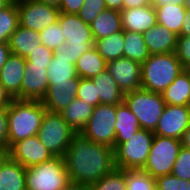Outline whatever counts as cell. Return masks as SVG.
<instances>
[{
    "label": "cell",
    "instance_id": "5",
    "mask_svg": "<svg viewBox=\"0 0 190 190\" xmlns=\"http://www.w3.org/2000/svg\"><path fill=\"white\" fill-rule=\"evenodd\" d=\"M124 102L135 114L142 129L155 131L166 106L161 93L139 88L124 94Z\"/></svg>",
    "mask_w": 190,
    "mask_h": 190
},
{
    "label": "cell",
    "instance_id": "43",
    "mask_svg": "<svg viewBox=\"0 0 190 190\" xmlns=\"http://www.w3.org/2000/svg\"><path fill=\"white\" fill-rule=\"evenodd\" d=\"M0 149L9 150L7 107L0 109Z\"/></svg>",
    "mask_w": 190,
    "mask_h": 190
},
{
    "label": "cell",
    "instance_id": "28",
    "mask_svg": "<svg viewBox=\"0 0 190 190\" xmlns=\"http://www.w3.org/2000/svg\"><path fill=\"white\" fill-rule=\"evenodd\" d=\"M75 68L79 78L92 79L106 70L107 62L93 46L76 61Z\"/></svg>",
    "mask_w": 190,
    "mask_h": 190
},
{
    "label": "cell",
    "instance_id": "19",
    "mask_svg": "<svg viewBox=\"0 0 190 190\" xmlns=\"http://www.w3.org/2000/svg\"><path fill=\"white\" fill-rule=\"evenodd\" d=\"M142 34L150 55L175 52L178 35L163 25L157 23Z\"/></svg>",
    "mask_w": 190,
    "mask_h": 190
},
{
    "label": "cell",
    "instance_id": "20",
    "mask_svg": "<svg viewBox=\"0 0 190 190\" xmlns=\"http://www.w3.org/2000/svg\"><path fill=\"white\" fill-rule=\"evenodd\" d=\"M141 129L134 113L123 101L116 105L115 148L123 142L130 140Z\"/></svg>",
    "mask_w": 190,
    "mask_h": 190
},
{
    "label": "cell",
    "instance_id": "23",
    "mask_svg": "<svg viewBox=\"0 0 190 190\" xmlns=\"http://www.w3.org/2000/svg\"><path fill=\"white\" fill-rule=\"evenodd\" d=\"M167 105L190 106V75L184 69L162 93Z\"/></svg>",
    "mask_w": 190,
    "mask_h": 190
},
{
    "label": "cell",
    "instance_id": "1",
    "mask_svg": "<svg viewBox=\"0 0 190 190\" xmlns=\"http://www.w3.org/2000/svg\"><path fill=\"white\" fill-rule=\"evenodd\" d=\"M64 160L69 181L87 186L99 181L116 168L114 150L90 141L81 132L73 135Z\"/></svg>",
    "mask_w": 190,
    "mask_h": 190
},
{
    "label": "cell",
    "instance_id": "34",
    "mask_svg": "<svg viewBox=\"0 0 190 190\" xmlns=\"http://www.w3.org/2000/svg\"><path fill=\"white\" fill-rule=\"evenodd\" d=\"M88 187L89 190H126V180L124 173L115 168L111 173Z\"/></svg>",
    "mask_w": 190,
    "mask_h": 190
},
{
    "label": "cell",
    "instance_id": "41",
    "mask_svg": "<svg viewBox=\"0 0 190 190\" xmlns=\"http://www.w3.org/2000/svg\"><path fill=\"white\" fill-rule=\"evenodd\" d=\"M53 51L41 44L27 58L26 65H39L47 68L51 64Z\"/></svg>",
    "mask_w": 190,
    "mask_h": 190
},
{
    "label": "cell",
    "instance_id": "21",
    "mask_svg": "<svg viewBox=\"0 0 190 190\" xmlns=\"http://www.w3.org/2000/svg\"><path fill=\"white\" fill-rule=\"evenodd\" d=\"M39 38V32L19 25L8 40L11 54L27 58L36 48L41 46Z\"/></svg>",
    "mask_w": 190,
    "mask_h": 190
},
{
    "label": "cell",
    "instance_id": "7",
    "mask_svg": "<svg viewBox=\"0 0 190 190\" xmlns=\"http://www.w3.org/2000/svg\"><path fill=\"white\" fill-rule=\"evenodd\" d=\"M153 139V131L141 128L130 140L121 143L114 149L115 167L117 169H143Z\"/></svg>",
    "mask_w": 190,
    "mask_h": 190
},
{
    "label": "cell",
    "instance_id": "55",
    "mask_svg": "<svg viewBox=\"0 0 190 190\" xmlns=\"http://www.w3.org/2000/svg\"><path fill=\"white\" fill-rule=\"evenodd\" d=\"M15 0H0V10L11 5Z\"/></svg>",
    "mask_w": 190,
    "mask_h": 190
},
{
    "label": "cell",
    "instance_id": "13",
    "mask_svg": "<svg viewBox=\"0 0 190 190\" xmlns=\"http://www.w3.org/2000/svg\"><path fill=\"white\" fill-rule=\"evenodd\" d=\"M106 70L117 82L123 94L141 88V64L128 58H118L107 62Z\"/></svg>",
    "mask_w": 190,
    "mask_h": 190
},
{
    "label": "cell",
    "instance_id": "50",
    "mask_svg": "<svg viewBox=\"0 0 190 190\" xmlns=\"http://www.w3.org/2000/svg\"><path fill=\"white\" fill-rule=\"evenodd\" d=\"M169 3L173 4H181L185 5L186 0H153L152 5L153 6H163V5H168Z\"/></svg>",
    "mask_w": 190,
    "mask_h": 190
},
{
    "label": "cell",
    "instance_id": "46",
    "mask_svg": "<svg viewBox=\"0 0 190 190\" xmlns=\"http://www.w3.org/2000/svg\"><path fill=\"white\" fill-rule=\"evenodd\" d=\"M10 55L11 50L8 43L0 42V69L5 65Z\"/></svg>",
    "mask_w": 190,
    "mask_h": 190
},
{
    "label": "cell",
    "instance_id": "16",
    "mask_svg": "<svg viewBox=\"0 0 190 190\" xmlns=\"http://www.w3.org/2000/svg\"><path fill=\"white\" fill-rule=\"evenodd\" d=\"M26 70V58L11 54L0 69V84L12 99L21 100V85Z\"/></svg>",
    "mask_w": 190,
    "mask_h": 190
},
{
    "label": "cell",
    "instance_id": "49",
    "mask_svg": "<svg viewBox=\"0 0 190 190\" xmlns=\"http://www.w3.org/2000/svg\"><path fill=\"white\" fill-rule=\"evenodd\" d=\"M106 8L110 10L121 11L123 9V0H104Z\"/></svg>",
    "mask_w": 190,
    "mask_h": 190
},
{
    "label": "cell",
    "instance_id": "52",
    "mask_svg": "<svg viewBox=\"0 0 190 190\" xmlns=\"http://www.w3.org/2000/svg\"><path fill=\"white\" fill-rule=\"evenodd\" d=\"M64 190H89L87 185L70 182Z\"/></svg>",
    "mask_w": 190,
    "mask_h": 190
},
{
    "label": "cell",
    "instance_id": "12",
    "mask_svg": "<svg viewBox=\"0 0 190 190\" xmlns=\"http://www.w3.org/2000/svg\"><path fill=\"white\" fill-rule=\"evenodd\" d=\"M8 156L25 168L41 164L54 156L40 142L37 134L13 143Z\"/></svg>",
    "mask_w": 190,
    "mask_h": 190
},
{
    "label": "cell",
    "instance_id": "9",
    "mask_svg": "<svg viewBox=\"0 0 190 190\" xmlns=\"http://www.w3.org/2000/svg\"><path fill=\"white\" fill-rule=\"evenodd\" d=\"M116 105L99 104L81 133L90 141L115 149Z\"/></svg>",
    "mask_w": 190,
    "mask_h": 190
},
{
    "label": "cell",
    "instance_id": "38",
    "mask_svg": "<svg viewBox=\"0 0 190 190\" xmlns=\"http://www.w3.org/2000/svg\"><path fill=\"white\" fill-rule=\"evenodd\" d=\"M172 175L190 181V150L181 147L172 169Z\"/></svg>",
    "mask_w": 190,
    "mask_h": 190
},
{
    "label": "cell",
    "instance_id": "26",
    "mask_svg": "<svg viewBox=\"0 0 190 190\" xmlns=\"http://www.w3.org/2000/svg\"><path fill=\"white\" fill-rule=\"evenodd\" d=\"M154 7L157 23L179 35L187 13L185 5L169 3L168 5Z\"/></svg>",
    "mask_w": 190,
    "mask_h": 190
},
{
    "label": "cell",
    "instance_id": "57",
    "mask_svg": "<svg viewBox=\"0 0 190 190\" xmlns=\"http://www.w3.org/2000/svg\"><path fill=\"white\" fill-rule=\"evenodd\" d=\"M186 71H187L188 74L190 75V66L186 68Z\"/></svg>",
    "mask_w": 190,
    "mask_h": 190
},
{
    "label": "cell",
    "instance_id": "35",
    "mask_svg": "<svg viewBox=\"0 0 190 190\" xmlns=\"http://www.w3.org/2000/svg\"><path fill=\"white\" fill-rule=\"evenodd\" d=\"M40 35V43L52 51L56 50V48L65 43V36H63L62 30L60 28L59 21L54 24L47 26L41 32Z\"/></svg>",
    "mask_w": 190,
    "mask_h": 190
},
{
    "label": "cell",
    "instance_id": "42",
    "mask_svg": "<svg viewBox=\"0 0 190 190\" xmlns=\"http://www.w3.org/2000/svg\"><path fill=\"white\" fill-rule=\"evenodd\" d=\"M175 54L184 69L190 66V36H178Z\"/></svg>",
    "mask_w": 190,
    "mask_h": 190
},
{
    "label": "cell",
    "instance_id": "47",
    "mask_svg": "<svg viewBox=\"0 0 190 190\" xmlns=\"http://www.w3.org/2000/svg\"><path fill=\"white\" fill-rule=\"evenodd\" d=\"M12 98L9 94L5 91L3 86L0 84V109L4 107H8L11 103Z\"/></svg>",
    "mask_w": 190,
    "mask_h": 190
},
{
    "label": "cell",
    "instance_id": "37",
    "mask_svg": "<svg viewBox=\"0 0 190 190\" xmlns=\"http://www.w3.org/2000/svg\"><path fill=\"white\" fill-rule=\"evenodd\" d=\"M76 98L96 107L100 104V97H97L96 87L91 79L79 78V87Z\"/></svg>",
    "mask_w": 190,
    "mask_h": 190
},
{
    "label": "cell",
    "instance_id": "36",
    "mask_svg": "<svg viewBox=\"0 0 190 190\" xmlns=\"http://www.w3.org/2000/svg\"><path fill=\"white\" fill-rule=\"evenodd\" d=\"M106 9L104 0H85L77 15L84 23L91 25L94 19Z\"/></svg>",
    "mask_w": 190,
    "mask_h": 190
},
{
    "label": "cell",
    "instance_id": "44",
    "mask_svg": "<svg viewBox=\"0 0 190 190\" xmlns=\"http://www.w3.org/2000/svg\"><path fill=\"white\" fill-rule=\"evenodd\" d=\"M85 0H60V13L77 14Z\"/></svg>",
    "mask_w": 190,
    "mask_h": 190
},
{
    "label": "cell",
    "instance_id": "33",
    "mask_svg": "<svg viewBox=\"0 0 190 190\" xmlns=\"http://www.w3.org/2000/svg\"><path fill=\"white\" fill-rule=\"evenodd\" d=\"M125 176L126 190H157L155 178L142 169H120Z\"/></svg>",
    "mask_w": 190,
    "mask_h": 190
},
{
    "label": "cell",
    "instance_id": "31",
    "mask_svg": "<svg viewBox=\"0 0 190 190\" xmlns=\"http://www.w3.org/2000/svg\"><path fill=\"white\" fill-rule=\"evenodd\" d=\"M47 70L49 83H54V81H79L75 64L69 63L68 59L56 58L53 55Z\"/></svg>",
    "mask_w": 190,
    "mask_h": 190
},
{
    "label": "cell",
    "instance_id": "24",
    "mask_svg": "<svg viewBox=\"0 0 190 190\" xmlns=\"http://www.w3.org/2000/svg\"><path fill=\"white\" fill-rule=\"evenodd\" d=\"M26 168L9 156L0 166V190H26Z\"/></svg>",
    "mask_w": 190,
    "mask_h": 190
},
{
    "label": "cell",
    "instance_id": "30",
    "mask_svg": "<svg viewBox=\"0 0 190 190\" xmlns=\"http://www.w3.org/2000/svg\"><path fill=\"white\" fill-rule=\"evenodd\" d=\"M124 42V58H128L142 64L150 56L142 33L124 31Z\"/></svg>",
    "mask_w": 190,
    "mask_h": 190
},
{
    "label": "cell",
    "instance_id": "27",
    "mask_svg": "<svg viewBox=\"0 0 190 190\" xmlns=\"http://www.w3.org/2000/svg\"><path fill=\"white\" fill-rule=\"evenodd\" d=\"M93 110V106L75 98L59 113L75 132H81L89 121Z\"/></svg>",
    "mask_w": 190,
    "mask_h": 190
},
{
    "label": "cell",
    "instance_id": "8",
    "mask_svg": "<svg viewBox=\"0 0 190 190\" xmlns=\"http://www.w3.org/2000/svg\"><path fill=\"white\" fill-rule=\"evenodd\" d=\"M181 147L179 139L154 135L147 162L142 170L153 178L171 174Z\"/></svg>",
    "mask_w": 190,
    "mask_h": 190
},
{
    "label": "cell",
    "instance_id": "2",
    "mask_svg": "<svg viewBox=\"0 0 190 190\" xmlns=\"http://www.w3.org/2000/svg\"><path fill=\"white\" fill-rule=\"evenodd\" d=\"M8 147L13 143L36 135L46 108L41 101L12 99L7 107Z\"/></svg>",
    "mask_w": 190,
    "mask_h": 190
},
{
    "label": "cell",
    "instance_id": "32",
    "mask_svg": "<svg viewBox=\"0 0 190 190\" xmlns=\"http://www.w3.org/2000/svg\"><path fill=\"white\" fill-rule=\"evenodd\" d=\"M19 26L17 0L0 10V42L8 43L12 33Z\"/></svg>",
    "mask_w": 190,
    "mask_h": 190
},
{
    "label": "cell",
    "instance_id": "17",
    "mask_svg": "<svg viewBox=\"0 0 190 190\" xmlns=\"http://www.w3.org/2000/svg\"><path fill=\"white\" fill-rule=\"evenodd\" d=\"M47 68L39 65H26L21 85V100L41 101L49 86Z\"/></svg>",
    "mask_w": 190,
    "mask_h": 190
},
{
    "label": "cell",
    "instance_id": "51",
    "mask_svg": "<svg viewBox=\"0 0 190 190\" xmlns=\"http://www.w3.org/2000/svg\"><path fill=\"white\" fill-rule=\"evenodd\" d=\"M182 147L190 150V126L185 130L180 139Z\"/></svg>",
    "mask_w": 190,
    "mask_h": 190
},
{
    "label": "cell",
    "instance_id": "22",
    "mask_svg": "<svg viewBox=\"0 0 190 190\" xmlns=\"http://www.w3.org/2000/svg\"><path fill=\"white\" fill-rule=\"evenodd\" d=\"M91 80L96 87L97 97H100V104L118 105L124 101L123 92L107 70L101 72Z\"/></svg>",
    "mask_w": 190,
    "mask_h": 190
},
{
    "label": "cell",
    "instance_id": "45",
    "mask_svg": "<svg viewBox=\"0 0 190 190\" xmlns=\"http://www.w3.org/2000/svg\"><path fill=\"white\" fill-rule=\"evenodd\" d=\"M153 0H123V9L152 5Z\"/></svg>",
    "mask_w": 190,
    "mask_h": 190
},
{
    "label": "cell",
    "instance_id": "54",
    "mask_svg": "<svg viewBox=\"0 0 190 190\" xmlns=\"http://www.w3.org/2000/svg\"><path fill=\"white\" fill-rule=\"evenodd\" d=\"M7 157H8V151L5 149H0V166Z\"/></svg>",
    "mask_w": 190,
    "mask_h": 190
},
{
    "label": "cell",
    "instance_id": "29",
    "mask_svg": "<svg viewBox=\"0 0 190 190\" xmlns=\"http://www.w3.org/2000/svg\"><path fill=\"white\" fill-rule=\"evenodd\" d=\"M124 30L108 37L94 40V47L106 62L123 57Z\"/></svg>",
    "mask_w": 190,
    "mask_h": 190
},
{
    "label": "cell",
    "instance_id": "53",
    "mask_svg": "<svg viewBox=\"0 0 190 190\" xmlns=\"http://www.w3.org/2000/svg\"><path fill=\"white\" fill-rule=\"evenodd\" d=\"M37 1L56 7V8H58L60 4V0H37Z\"/></svg>",
    "mask_w": 190,
    "mask_h": 190
},
{
    "label": "cell",
    "instance_id": "48",
    "mask_svg": "<svg viewBox=\"0 0 190 190\" xmlns=\"http://www.w3.org/2000/svg\"><path fill=\"white\" fill-rule=\"evenodd\" d=\"M178 36H190V11H187L185 20L181 27V33Z\"/></svg>",
    "mask_w": 190,
    "mask_h": 190
},
{
    "label": "cell",
    "instance_id": "39",
    "mask_svg": "<svg viewBox=\"0 0 190 190\" xmlns=\"http://www.w3.org/2000/svg\"><path fill=\"white\" fill-rule=\"evenodd\" d=\"M92 47L93 46L67 45L66 43H63L53 51V55L56 58L68 59L69 63L75 64L76 61L82 56V54H84Z\"/></svg>",
    "mask_w": 190,
    "mask_h": 190
},
{
    "label": "cell",
    "instance_id": "14",
    "mask_svg": "<svg viewBox=\"0 0 190 190\" xmlns=\"http://www.w3.org/2000/svg\"><path fill=\"white\" fill-rule=\"evenodd\" d=\"M58 21L67 45L94 46L90 25L77 14L60 13Z\"/></svg>",
    "mask_w": 190,
    "mask_h": 190
},
{
    "label": "cell",
    "instance_id": "3",
    "mask_svg": "<svg viewBox=\"0 0 190 190\" xmlns=\"http://www.w3.org/2000/svg\"><path fill=\"white\" fill-rule=\"evenodd\" d=\"M141 88L162 93L184 70L175 52L150 55L141 64Z\"/></svg>",
    "mask_w": 190,
    "mask_h": 190
},
{
    "label": "cell",
    "instance_id": "25",
    "mask_svg": "<svg viewBox=\"0 0 190 190\" xmlns=\"http://www.w3.org/2000/svg\"><path fill=\"white\" fill-rule=\"evenodd\" d=\"M93 39H101L122 31L120 12L106 9L91 23Z\"/></svg>",
    "mask_w": 190,
    "mask_h": 190
},
{
    "label": "cell",
    "instance_id": "10",
    "mask_svg": "<svg viewBox=\"0 0 190 190\" xmlns=\"http://www.w3.org/2000/svg\"><path fill=\"white\" fill-rule=\"evenodd\" d=\"M19 25L41 32L58 21L60 10L37 0H17Z\"/></svg>",
    "mask_w": 190,
    "mask_h": 190
},
{
    "label": "cell",
    "instance_id": "56",
    "mask_svg": "<svg viewBox=\"0 0 190 190\" xmlns=\"http://www.w3.org/2000/svg\"><path fill=\"white\" fill-rule=\"evenodd\" d=\"M185 7L187 11H190V0H186Z\"/></svg>",
    "mask_w": 190,
    "mask_h": 190
},
{
    "label": "cell",
    "instance_id": "11",
    "mask_svg": "<svg viewBox=\"0 0 190 190\" xmlns=\"http://www.w3.org/2000/svg\"><path fill=\"white\" fill-rule=\"evenodd\" d=\"M190 126V106H165L157 123L154 135L181 139Z\"/></svg>",
    "mask_w": 190,
    "mask_h": 190
},
{
    "label": "cell",
    "instance_id": "4",
    "mask_svg": "<svg viewBox=\"0 0 190 190\" xmlns=\"http://www.w3.org/2000/svg\"><path fill=\"white\" fill-rule=\"evenodd\" d=\"M26 190H64L70 183L64 157L26 168Z\"/></svg>",
    "mask_w": 190,
    "mask_h": 190
},
{
    "label": "cell",
    "instance_id": "40",
    "mask_svg": "<svg viewBox=\"0 0 190 190\" xmlns=\"http://www.w3.org/2000/svg\"><path fill=\"white\" fill-rule=\"evenodd\" d=\"M157 190H190V181L168 174L155 178Z\"/></svg>",
    "mask_w": 190,
    "mask_h": 190
},
{
    "label": "cell",
    "instance_id": "15",
    "mask_svg": "<svg viewBox=\"0 0 190 190\" xmlns=\"http://www.w3.org/2000/svg\"><path fill=\"white\" fill-rule=\"evenodd\" d=\"M79 81H54L49 83L48 90L41 100L47 111L61 112L77 95Z\"/></svg>",
    "mask_w": 190,
    "mask_h": 190
},
{
    "label": "cell",
    "instance_id": "6",
    "mask_svg": "<svg viewBox=\"0 0 190 190\" xmlns=\"http://www.w3.org/2000/svg\"><path fill=\"white\" fill-rule=\"evenodd\" d=\"M75 133L60 113L46 110L37 136L53 156L64 157Z\"/></svg>",
    "mask_w": 190,
    "mask_h": 190
},
{
    "label": "cell",
    "instance_id": "18",
    "mask_svg": "<svg viewBox=\"0 0 190 190\" xmlns=\"http://www.w3.org/2000/svg\"><path fill=\"white\" fill-rule=\"evenodd\" d=\"M120 16L124 31L144 33L157 24L156 9L153 5L122 9Z\"/></svg>",
    "mask_w": 190,
    "mask_h": 190
}]
</instances>
